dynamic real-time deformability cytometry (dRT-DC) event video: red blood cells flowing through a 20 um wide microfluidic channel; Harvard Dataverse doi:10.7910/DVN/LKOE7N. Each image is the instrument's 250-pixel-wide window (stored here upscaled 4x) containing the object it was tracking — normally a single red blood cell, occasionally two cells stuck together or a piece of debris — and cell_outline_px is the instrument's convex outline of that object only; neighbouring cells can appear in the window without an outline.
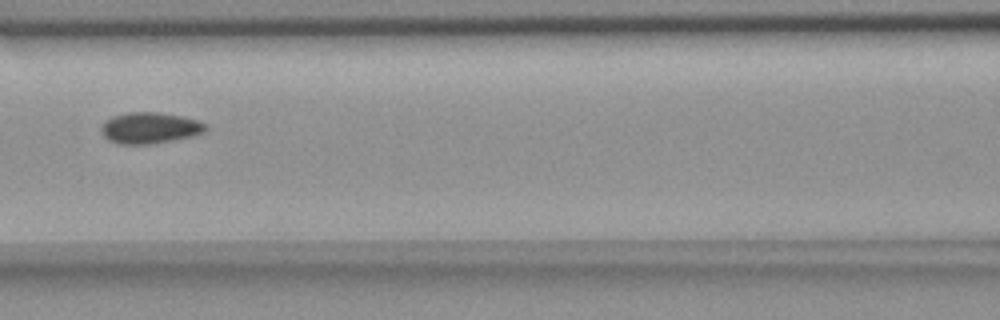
{"species": "common noctule bat (a hibernating species)", "species_latin": "Nyctalus noctula", "temperature_condition": "room temperature", "stored_images_in_passage": 7, "camera_frame_rate_fps": 3000, "um_per_image_px": 0.085, "animal": {"sex": "female", "body_mass_g": 18.4}, "frame": {"image": 1, "passage_image": 3, "time_ms": 2.333, "image_size_px": [1000, 320], "cell_outline_px": [[208, 128], [204, 132], [192, 136], [152, 144], [120, 144], [108, 140], [104, 136], [100, 128], [112, 116], [128, 112], [160, 112], [200, 120], [208, 124]], "centroid_in_image_um": [12.78, 10.87], "position_along_channel_um": 153.8, "area_um2": 19.02}}
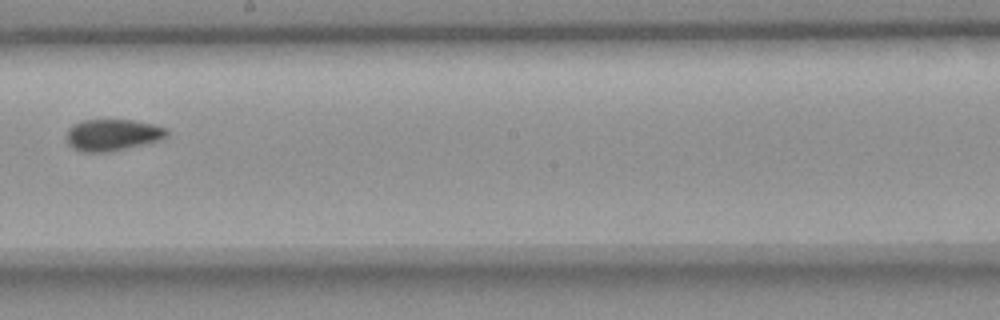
{"frame": {"image": 2, "passage_image": 5, "time_ms": 4.667, "image_size_px": [1000, 320], "cell_outline_px": [[168, 136], [160, 140], [124, 148], [104, 152], [80, 152], [72, 148], [68, 144], [68, 128], [72, 124], [80, 120], [132, 120], [152, 124], [168, 128]], "centroid_in_image_um": [9.55, 11.46], "position_along_channel_um": 238.7, "area_um2": 18.38}}
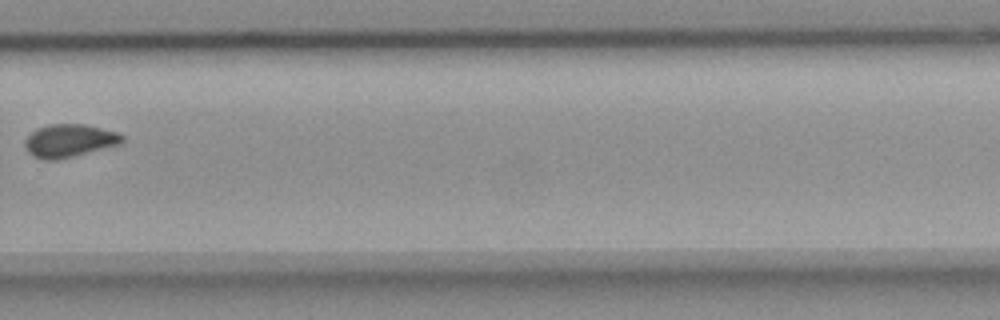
{"frame": {"image": 3, "passage_image": 7, "time_ms": 7.0, "image_size_px": [1000, 320], "cell_outline_px": [[124, 140], [120, 144], [56, 160], [44, 160], [32, 156], [28, 152], [24, 144], [24, 140], [36, 128], [48, 124], [84, 124], [116, 132], [124, 136]], "centroid_in_image_um": [5.85, 11.95], "position_along_channel_um": 323.9, "area_um2": 18.55}}